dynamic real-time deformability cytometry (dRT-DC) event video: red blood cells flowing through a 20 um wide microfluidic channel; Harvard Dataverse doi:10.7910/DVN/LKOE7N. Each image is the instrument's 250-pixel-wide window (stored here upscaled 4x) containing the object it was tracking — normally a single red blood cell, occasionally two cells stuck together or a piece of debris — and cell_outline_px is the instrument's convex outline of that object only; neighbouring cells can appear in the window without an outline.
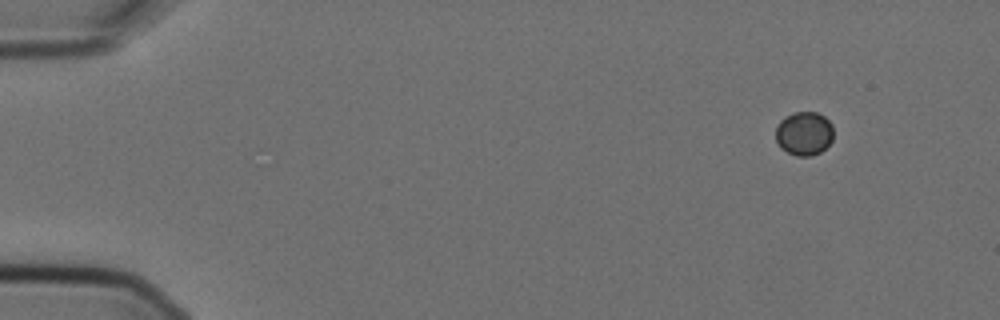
{"species": "Egyptian fruit bat (a non-hibernating species)", "species_latin": "Rousettus aegyptiacus", "temperature_condition": "cold", "stored_images_in_passage": 5, "camera_frame_rate_fps": 3000, "um_per_image_px": 0.085, "animal": {"sex": "female"}, "frame": {"image": 1, "passage_image": 1, "time_ms": 0.0, "image_size_px": [1000, 320], "cell_outline_px": [[832, 140], [820, 152], [812, 156], [796, 156], [780, 148], [776, 140], [776, 128], [780, 120], [784, 116], [792, 112], [816, 112], [824, 116], [832, 124]], "centroid_in_image_um": [68.33, 11.34], "position_along_channel_um": 16.7, "area_um2": 14.8}}
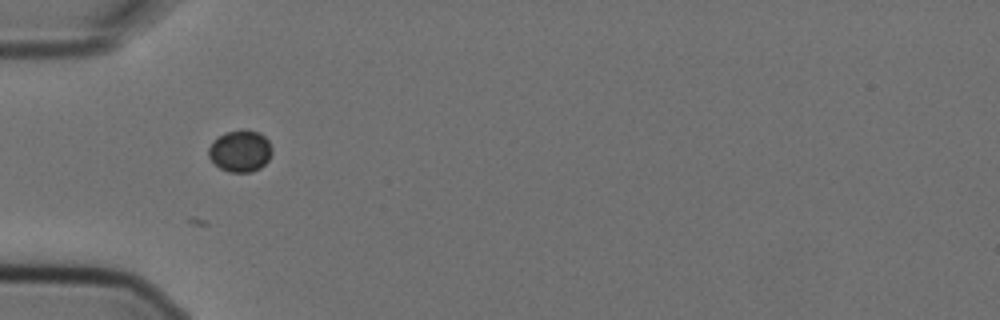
{"frame": {"image": 2, "passage_image": 5, "time_ms": 1.333, "image_size_px": [1000, 320], "cell_outline_px": [[272, 152], [268, 160], [260, 168], [252, 172], [228, 172], [220, 168], [208, 156], [208, 148], [212, 140], [224, 132], [240, 128], [260, 132], [268, 140], [272, 148]], "centroid_in_image_um": [20.41, 12.81], "position_along_channel_um": 64.6, "area_um2": 15.72}}